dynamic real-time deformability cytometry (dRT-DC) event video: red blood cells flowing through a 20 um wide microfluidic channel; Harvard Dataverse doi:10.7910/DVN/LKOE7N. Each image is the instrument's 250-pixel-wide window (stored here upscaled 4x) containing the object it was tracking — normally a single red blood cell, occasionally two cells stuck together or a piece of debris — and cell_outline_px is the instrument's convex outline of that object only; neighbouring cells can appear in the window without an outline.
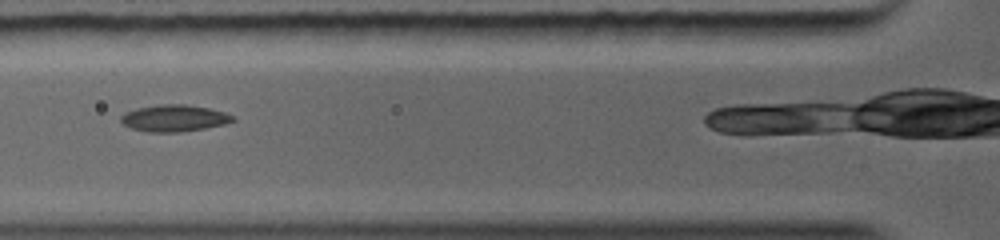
{"species": "common noctule bat (a hibernating species)", "species_latin": "Nyctalus noctula", "temperature_condition": "warm", "stored_images_in_passage": 9, "camera_frame_rate_fps": 5000, "um_per_image_px": 0.085, "animal": {"sex": "female", "body_mass_g": 19.0, "forearm_length_mm": 56.7}, "frame": {"image": 1, "passage_image": 4, "time_ms": 2.0, "image_size_px": [1000, 240], "cell_outline_px": [[232, 120], [220, 124], [200, 128], [136, 128], [124, 124], [124, 116], [128, 112], [136, 108], [156, 104], [188, 104], [208, 108], [224, 112], [232, 116]], "centroid_in_image_um": [14.86, 9.93], "position_along_channel_um": 110.9, "area_um2": 15.26}}
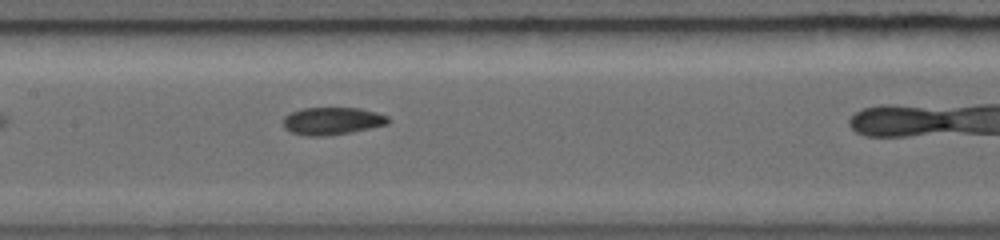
{"frame": {"image": 2, "passage_image": 6, "time_ms": 3.4, "image_size_px": [1000, 240], "cell_outline_px": [[388, 120], [384, 124], [340, 132], [296, 132], [288, 128], [284, 124], [284, 120], [292, 112], [304, 108], [360, 108], [384, 116]], "centroid_in_image_um": [28.23, 10.18], "position_along_channel_um": 179.2, "area_um2": 14.57}}
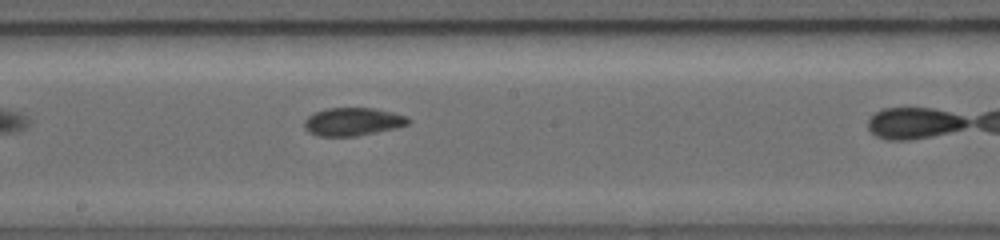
{"frame": {"image": 3, "passage_image": 7, "time_ms": 4.2, "image_size_px": [1000, 240], "cell_outline_px": [[408, 120], [404, 124], [348, 136], [328, 136], [312, 132], [308, 128], [308, 120], [316, 112], [328, 108], [372, 108], [388, 112], [400, 116]], "centroid_in_image_um": [29.91, 10.31], "position_along_channel_um": 218.3, "area_um2": 15.03}}